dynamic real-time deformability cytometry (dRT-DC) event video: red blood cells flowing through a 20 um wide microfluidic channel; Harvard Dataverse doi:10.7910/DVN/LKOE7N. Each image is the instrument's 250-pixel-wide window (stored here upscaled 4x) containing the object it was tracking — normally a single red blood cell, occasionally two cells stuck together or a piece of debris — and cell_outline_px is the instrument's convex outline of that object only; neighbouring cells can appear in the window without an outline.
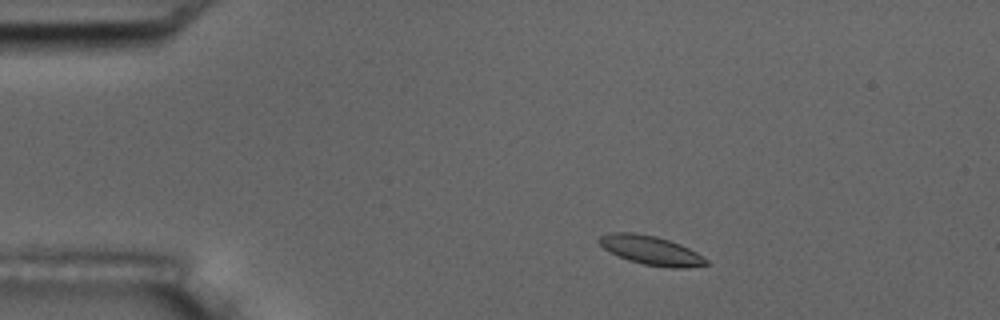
{"species": "common noctule bat (a hibernating species)", "species_latin": "Nyctalus noctula", "temperature_condition": "room temperature", "stored_images_in_passage": 4, "camera_frame_rate_fps": 3000, "um_per_image_px": 0.085, "animal": {"sex": "male", "body_mass_g": 17.5, "forearm_length_mm": 52.3}, "frame": {"image": 1, "passage_image": 2, "time_ms": 1.0, "image_size_px": [1000, 320], "cell_outline_px": [[708, 264], [684, 268], [672, 268], [644, 264], [628, 260], [604, 248], [596, 240], [600, 236], [612, 232], [632, 232], [656, 236], [680, 244], [696, 252], [708, 260]], "centroid_in_image_um": [55.33, 21.27], "position_along_channel_um": 29.7, "area_um2": 17.86}}